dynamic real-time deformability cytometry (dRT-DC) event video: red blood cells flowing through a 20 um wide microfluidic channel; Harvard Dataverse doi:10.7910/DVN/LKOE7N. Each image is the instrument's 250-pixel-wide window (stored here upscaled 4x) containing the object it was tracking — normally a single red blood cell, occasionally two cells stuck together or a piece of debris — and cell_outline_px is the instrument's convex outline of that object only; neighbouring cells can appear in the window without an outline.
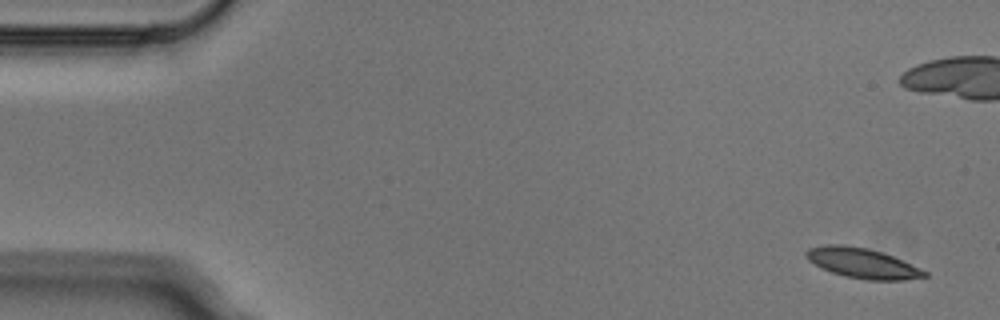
{"species": "Egyptian fruit bat (a non-hibernating species)", "species_latin": "Rousettus aegyptiacus", "temperature_condition": "cold", "stored_images_in_passage": 8, "camera_frame_rate_fps": 3000, "um_per_image_px": 0.085, "animal": {"sex": "male"}, "frame": {"image": 1, "passage_image": 1, "time_ms": 0.0, "image_size_px": [1000, 320], "cell_outline_px": [[928, 276], [904, 280], [868, 280], [844, 276], [820, 268], [808, 260], [804, 256], [804, 252], [808, 248], [824, 244], [844, 244], [868, 248], [892, 256], [928, 272]], "centroid_in_image_um": [73.24, 22.36], "position_along_channel_um": 11.8, "area_um2": 20.81}}